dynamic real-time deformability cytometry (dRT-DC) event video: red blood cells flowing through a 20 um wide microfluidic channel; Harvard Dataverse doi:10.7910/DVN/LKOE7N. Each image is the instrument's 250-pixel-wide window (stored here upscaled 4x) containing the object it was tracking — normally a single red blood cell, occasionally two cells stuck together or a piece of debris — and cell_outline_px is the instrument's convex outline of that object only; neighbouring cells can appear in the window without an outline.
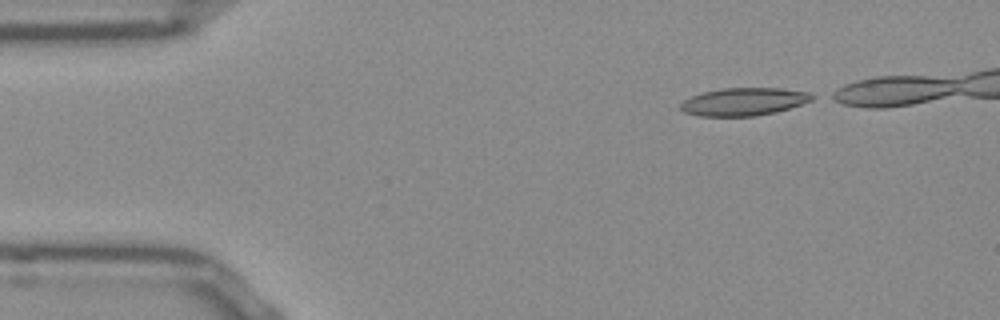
{"species": "Egyptian fruit bat (a non-hibernating species)", "species_latin": "Rousettus aegyptiacus", "temperature_condition": "room temperature", "stored_images_in_passage": 36, "camera_frame_rate_fps": 3000, "um_per_image_px": 0.085, "frame": {"image": 1, "passage_image": 1, "time_ms": 0.0, "image_size_px": [1000, 320], "cell_outline_px": [[820, 96], [812, 100], [776, 112], [756, 116], [700, 116], [684, 112], [680, 108], [680, 104], [684, 100], [692, 96], [704, 92], [720, 88], [780, 88], [812, 92]], "centroid_in_image_um": [63.28, 8.63], "position_along_channel_um": 21.7, "area_um2": 21.44}}
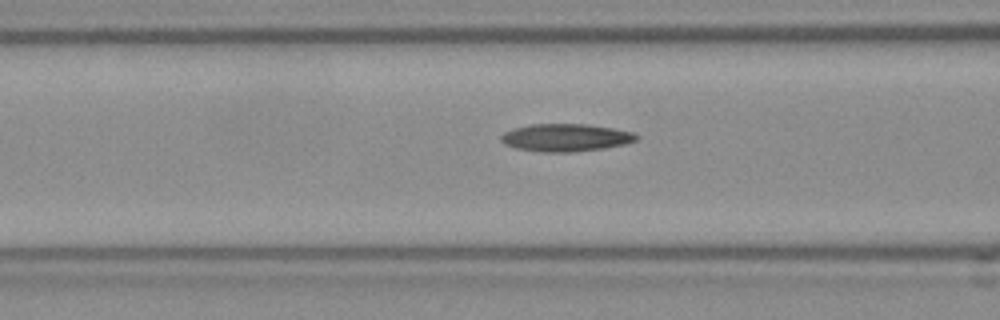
{"frame": {"image": 2, "passage_image": 14, "time_ms": 4.333, "image_size_px": [1000, 320], "cell_outline_px": [[640, 136], [636, 140], [624, 144], [604, 148], [572, 152], [540, 152], [516, 148], [504, 144], [500, 140], [500, 136], [504, 132], [512, 128], [532, 124], [588, 124], [636, 132]], "centroid_in_image_um": [48.08, 11.69], "position_along_channel_um": 118.5, "area_um2": 21.96}}
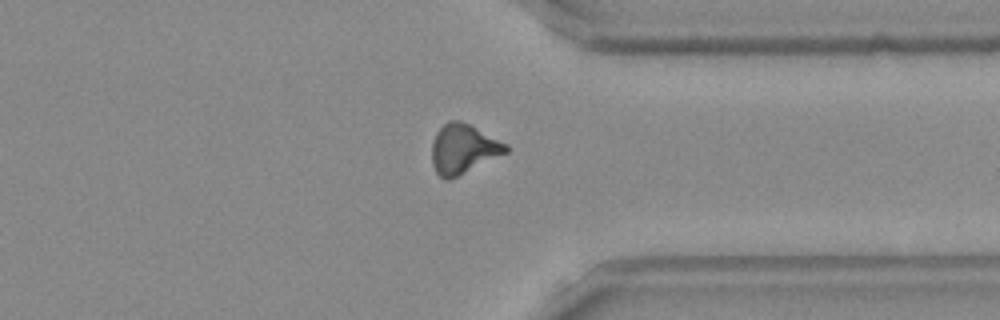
{"frame": {"image": 3, "passage_image": 34, "time_ms": 11.0, "image_size_px": [1000, 320], "cell_outline_px": [[508, 152], [448, 180], [444, 180], [436, 172], [432, 164], [432, 144], [436, 132], [448, 120], [460, 120], [508, 144]], "centroid_in_image_um": [39.36, 12.65], "position_along_channel_um": 372.0, "area_um2": 21.1}}